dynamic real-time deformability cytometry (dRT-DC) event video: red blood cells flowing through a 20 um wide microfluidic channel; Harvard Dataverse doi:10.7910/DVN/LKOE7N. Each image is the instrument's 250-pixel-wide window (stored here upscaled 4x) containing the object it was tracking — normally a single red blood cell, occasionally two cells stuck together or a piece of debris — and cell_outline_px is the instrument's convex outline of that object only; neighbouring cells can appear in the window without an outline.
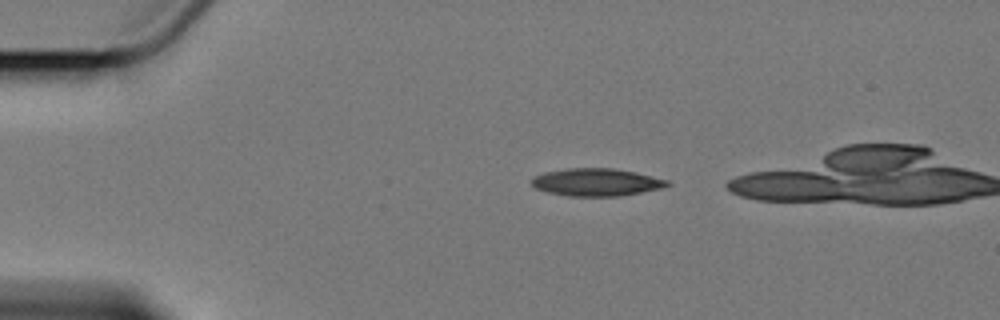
{"species": "Egyptian fruit bat (a non-hibernating species)", "species_latin": "Rousettus aegyptiacus", "temperature_condition": "cold", "stored_images_in_passage": 5, "camera_frame_rate_fps": 3000, "um_per_image_px": 0.085, "animal": {"sex": "female"}, "frame": {"image": 1, "passage_image": 1, "time_ms": 0.0, "image_size_px": [1000, 320], "cell_outline_px": [[672, 184], [660, 188], [620, 196], [568, 196], [548, 192], [536, 188], [532, 184], [532, 176], [544, 172], [568, 168], [612, 168], [636, 172], [668, 180]], "centroid_in_image_um": [50.68, 15.48], "position_along_channel_um": 34.3, "area_um2": 21.73}}